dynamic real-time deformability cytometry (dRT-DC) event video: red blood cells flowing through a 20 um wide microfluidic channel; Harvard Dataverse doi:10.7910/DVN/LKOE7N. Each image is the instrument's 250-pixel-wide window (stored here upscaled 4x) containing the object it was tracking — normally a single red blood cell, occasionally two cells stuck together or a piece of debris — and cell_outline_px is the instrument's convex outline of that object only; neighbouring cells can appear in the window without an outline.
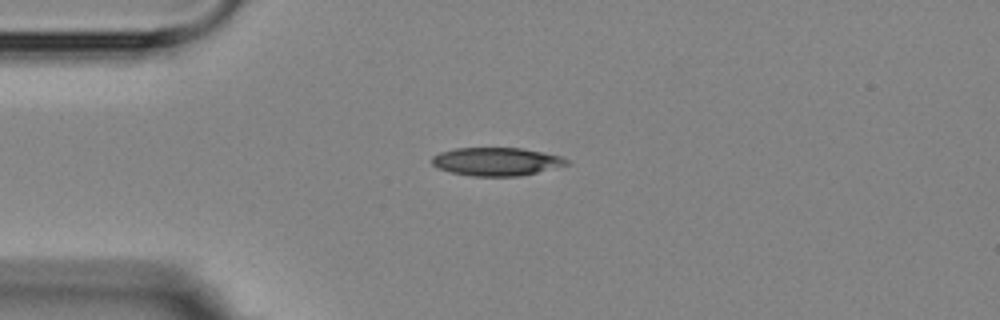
{"species": "Egyptian fruit bat (a non-hibernating species)", "species_latin": "Rousettus aegyptiacus", "temperature_condition": "room temperature", "stored_images_in_passage": 2, "camera_frame_rate_fps": 3000, "um_per_image_px": 0.085, "animal": {"sex": "female"}, "frame": {"image": 1, "passage_image": 1, "time_ms": 0.0, "image_size_px": [1000, 320], "cell_outline_px": [[572, 164], [520, 176], [472, 176], [452, 172], [440, 168], [432, 164], [432, 156], [440, 152], [456, 148], [520, 148], [544, 152], [560, 156], [568, 160]], "centroid_in_image_um": [42.24, 13.73], "position_along_channel_um": 42.8, "area_um2": 22.08}}